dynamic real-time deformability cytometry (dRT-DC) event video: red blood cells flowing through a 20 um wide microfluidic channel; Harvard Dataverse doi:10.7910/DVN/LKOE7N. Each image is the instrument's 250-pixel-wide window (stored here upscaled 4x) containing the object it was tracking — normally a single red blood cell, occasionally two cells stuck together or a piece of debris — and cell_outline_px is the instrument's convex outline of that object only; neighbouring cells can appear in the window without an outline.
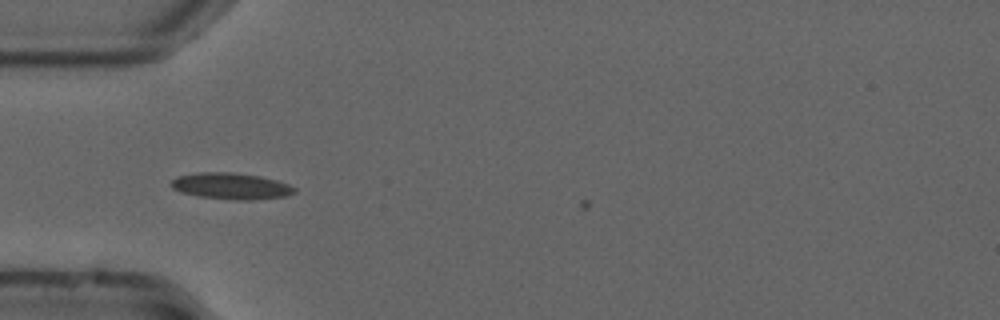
{"species": "common noctule bat (a hibernating species)", "species_latin": "Nyctalus noctula", "temperature_condition": "cold", "stored_images_in_passage": 12, "camera_frame_rate_fps": 3000, "um_per_image_px": 0.085, "animal": {"sex": "male", "forearm_length_mm": 52.5}, "frame": {"image": 1, "passage_image": 9, "time_ms": 2.667, "image_size_px": [1000, 320], "cell_outline_px": [[296, 192], [284, 196], [256, 200], [236, 200], [196, 196], [180, 192], [172, 188], [168, 184], [176, 176], [200, 172], [232, 172], [260, 176], [276, 180], [288, 184], [296, 188]], "centroid_in_image_um": [19.6, 15.82], "position_along_channel_um": 65.4, "area_um2": 19.13}}